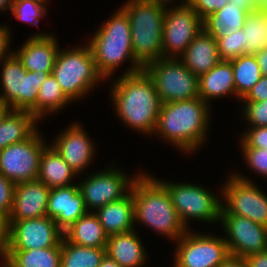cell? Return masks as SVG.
<instances>
[{"label": "cell", "mask_w": 267, "mask_h": 267, "mask_svg": "<svg viewBox=\"0 0 267 267\" xmlns=\"http://www.w3.org/2000/svg\"><path fill=\"white\" fill-rule=\"evenodd\" d=\"M112 86L111 99L119 121L136 132L154 134L162 103L147 73L122 74Z\"/></svg>", "instance_id": "1"}, {"label": "cell", "mask_w": 267, "mask_h": 267, "mask_svg": "<svg viewBox=\"0 0 267 267\" xmlns=\"http://www.w3.org/2000/svg\"><path fill=\"white\" fill-rule=\"evenodd\" d=\"M209 105L199 97L161 104L153 135H159L186 154L195 152L207 140Z\"/></svg>", "instance_id": "2"}, {"label": "cell", "mask_w": 267, "mask_h": 267, "mask_svg": "<svg viewBox=\"0 0 267 267\" xmlns=\"http://www.w3.org/2000/svg\"><path fill=\"white\" fill-rule=\"evenodd\" d=\"M130 192L134 200L135 223L144 224L173 242L189 230L180 220L167 189L157 178L140 172Z\"/></svg>", "instance_id": "3"}, {"label": "cell", "mask_w": 267, "mask_h": 267, "mask_svg": "<svg viewBox=\"0 0 267 267\" xmlns=\"http://www.w3.org/2000/svg\"><path fill=\"white\" fill-rule=\"evenodd\" d=\"M109 18L88 40L97 71L104 80H109L117 68L128 60L131 63L130 68L125 71L124 75L143 70V66L133 55L128 16L121 8H118Z\"/></svg>", "instance_id": "4"}, {"label": "cell", "mask_w": 267, "mask_h": 267, "mask_svg": "<svg viewBox=\"0 0 267 267\" xmlns=\"http://www.w3.org/2000/svg\"><path fill=\"white\" fill-rule=\"evenodd\" d=\"M120 8L130 21L135 59L144 67L163 58V25L167 3L159 0H128Z\"/></svg>", "instance_id": "5"}, {"label": "cell", "mask_w": 267, "mask_h": 267, "mask_svg": "<svg viewBox=\"0 0 267 267\" xmlns=\"http://www.w3.org/2000/svg\"><path fill=\"white\" fill-rule=\"evenodd\" d=\"M52 75L71 102L75 99H82L92 89H95L98 83L104 81V78L97 71L94 56L88 43L75 46V48L59 49Z\"/></svg>", "instance_id": "6"}, {"label": "cell", "mask_w": 267, "mask_h": 267, "mask_svg": "<svg viewBox=\"0 0 267 267\" xmlns=\"http://www.w3.org/2000/svg\"><path fill=\"white\" fill-rule=\"evenodd\" d=\"M143 70L153 81L162 104L199 97V76L180 58H160L146 64Z\"/></svg>", "instance_id": "7"}, {"label": "cell", "mask_w": 267, "mask_h": 267, "mask_svg": "<svg viewBox=\"0 0 267 267\" xmlns=\"http://www.w3.org/2000/svg\"><path fill=\"white\" fill-rule=\"evenodd\" d=\"M157 180L167 189L172 204L187 229H190V219L219 223L222 200L218 195L196 184Z\"/></svg>", "instance_id": "8"}, {"label": "cell", "mask_w": 267, "mask_h": 267, "mask_svg": "<svg viewBox=\"0 0 267 267\" xmlns=\"http://www.w3.org/2000/svg\"><path fill=\"white\" fill-rule=\"evenodd\" d=\"M251 179L232 173L221 187L220 213L236 214L267 227V195Z\"/></svg>", "instance_id": "9"}, {"label": "cell", "mask_w": 267, "mask_h": 267, "mask_svg": "<svg viewBox=\"0 0 267 267\" xmlns=\"http://www.w3.org/2000/svg\"><path fill=\"white\" fill-rule=\"evenodd\" d=\"M165 9L163 25V58H179L203 30V20L187 3Z\"/></svg>", "instance_id": "10"}, {"label": "cell", "mask_w": 267, "mask_h": 267, "mask_svg": "<svg viewBox=\"0 0 267 267\" xmlns=\"http://www.w3.org/2000/svg\"><path fill=\"white\" fill-rule=\"evenodd\" d=\"M47 145L38 129L25 141L0 150V174L14 184L37 180L40 157Z\"/></svg>", "instance_id": "11"}, {"label": "cell", "mask_w": 267, "mask_h": 267, "mask_svg": "<svg viewBox=\"0 0 267 267\" xmlns=\"http://www.w3.org/2000/svg\"><path fill=\"white\" fill-rule=\"evenodd\" d=\"M175 243L173 267H218L229 256L224 237L190 232Z\"/></svg>", "instance_id": "12"}, {"label": "cell", "mask_w": 267, "mask_h": 267, "mask_svg": "<svg viewBox=\"0 0 267 267\" xmlns=\"http://www.w3.org/2000/svg\"><path fill=\"white\" fill-rule=\"evenodd\" d=\"M139 175L127 177L123 171L114 166L89 174L86 179L77 183L87 211L94 210L95 212L102 206L127 196Z\"/></svg>", "instance_id": "13"}, {"label": "cell", "mask_w": 267, "mask_h": 267, "mask_svg": "<svg viewBox=\"0 0 267 267\" xmlns=\"http://www.w3.org/2000/svg\"><path fill=\"white\" fill-rule=\"evenodd\" d=\"M229 254L246 257L267 250V227L236 214L220 213Z\"/></svg>", "instance_id": "14"}, {"label": "cell", "mask_w": 267, "mask_h": 267, "mask_svg": "<svg viewBox=\"0 0 267 267\" xmlns=\"http://www.w3.org/2000/svg\"><path fill=\"white\" fill-rule=\"evenodd\" d=\"M9 241L6 250H31L57 246L63 231L54 219L48 216L27 219L8 220Z\"/></svg>", "instance_id": "15"}, {"label": "cell", "mask_w": 267, "mask_h": 267, "mask_svg": "<svg viewBox=\"0 0 267 267\" xmlns=\"http://www.w3.org/2000/svg\"><path fill=\"white\" fill-rule=\"evenodd\" d=\"M51 145L78 176L92 164L96 153L93 141L79 122L72 123L61 131Z\"/></svg>", "instance_id": "16"}, {"label": "cell", "mask_w": 267, "mask_h": 267, "mask_svg": "<svg viewBox=\"0 0 267 267\" xmlns=\"http://www.w3.org/2000/svg\"><path fill=\"white\" fill-rule=\"evenodd\" d=\"M50 188L40 180L15 184L8 220H27L47 216Z\"/></svg>", "instance_id": "17"}, {"label": "cell", "mask_w": 267, "mask_h": 267, "mask_svg": "<svg viewBox=\"0 0 267 267\" xmlns=\"http://www.w3.org/2000/svg\"><path fill=\"white\" fill-rule=\"evenodd\" d=\"M87 211L78 184L50 189L47 216L64 232Z\"/></svg>", "instance_id": "18"}, {"label": "cell", "mask_w": 267, "mask_h": 267, "mask_svg": "<svg viewBox=\"0 0 267 267\" xmlns=\"http://www.w3.org/2000/svg\"><path fill=\"white\" fill-rule=\"evenodd\" d=\"M57 38L50 33H36L13 51L27 71L52 72L59 51Z\"/></svg>", "instance_id": "19"}, {"label": "cell", "mask_w": 267, "mask_h": 267, "mask_svg": "<svg viewBox=\"0 0 267 267\" xmlns=\"http://www.w3.org/2000/svg\"><path fill=\"white\" fill-rule=\"evenodd\" d=\"M0 64L2 65L0 102L12 110L23 111V77L26 76L27 70L14 52L1 60Z\"/></svg>", "instance_id": "20"}, {"label": "cell", "mask_w": 267, "mask_h": 267, "mask_svg": "<svg viewBox=\"0 0 267 267\" xmlns=\"http://www.w3.org/2000/svg\"><path fill=\"white\" fill-rule=\"evenodd\" d=\"M180 57L182 63L197 76L210 71L221 61L216 40L204 29L193 39Z\"/></svg>", "instance_id": "21"}, {"label": "cell", "mask_w": 267, "mask_h": 267, "mask_svg": "<svg viewBox=\"0 0 267 267\" xmlns=\"http://www.w3.org/2000/svg\"><path fill=\"white\" fill-rule=\"evenodd\" d=\"M94 213L108 237L135 229L134 200L131 192L119 201L102 206Z\"/></svg>", "instance_id": "22"}, {"label": "cell", "mask_w": 267, "mask_h": 267, "mask_svg": "<svg viewBox=\"0 0 267 267\" xmlns=\"http://www.w3.org/2000/svg\"><path fill=\"white\" fill-rule=\"evenodd\" d=\"M136 230L108 237L106 254L121 267L145 266L147 253Z\"/></svg>", "instance_id": "23"}, {"label": "cell", "mask_w": 267, "mask_h": 267, "mask_svg": "<svg viewBox=\"0 0 267 267\" xmlns=\"http://www.w3.org/2000/svg\"><path fill=\"white\" fill-rule=\"evenodd\" d=\"M226 95L236 97L231 61L221 60L210 71L199 76V98L209 101Z\"/></svg>", "instance_id": "24"}, {"label": "cell", "mask_w": 267, "mask_h": 267, "mask_svg": "<svg viewBox=\"0 0 267 267\" xmlns=\"http://www.w3.org/2000/svg\"><path fill=\"white\" fill-rule=\"evenodd\" d=\"M76 175L51 144L44 148L40 157L38 180L50 189H55L73 185L72 180Z\"/></svg>", "instance_id": "25"}, {"label": "cell", "mask_w": 267, "mask_h": 267, "mask_svg": "<svg viewBox=\"0 0 267 267\" xmlns=\"http://www.w3.org/2000/svg\"><path fill=\"white\" fill-rule=\"evenodd\" d=\"M63 236L70 243L92 248H106L108 241V236L93 211L86 212L63 232Z\"/></svg>", "instance_id": "26"}, {"label": "cell", "mask_w": 267, "mask_h": 267, "mask_svg": "<svg viewBox=\"0 0 267 267\" xmlns=\"http://www.w3.org/2000/svg\"><path fill=\"white\" fill-rule=\"evenodd\" d=\"M62 240L55 247L31 250H5L1 264L5 267H60Z\"/></svg>", "instance_id": "27"}, {"label": "cell", "mask_w": 267, "mask_h": 267, "mask_svg": "<svg viewBox=\"0 0 267 267\" xmlns=\"http://www.w3.org/2000/svg\"><path fill=\"white\" fill-rule=\"evenodd\" d=\"M38 121L30 111L11 110L0 124V150L31 137Z\"/></svg>", "instance_id": "28"}, {"label": "cell", "mask_w": 267, "mask_h": 267, "mask_svg": "<svg viewBox=\"0 0 267 267\" xmlns=\"http://www.w3.org/2000/svg\"><path fill=\"white\" fill-rule=\"evenodd\" d=\"M248 12L229 2L203 20V29L215 40L244 27Z\"/></svg>", "instance_id": "29"}, {"label": "cell", "mask_w": 267, "mask_h": 267, "mask_svg": "<svg viewBox=\"0 0 267 267\" xmlns=\"http://www.w3.org/2000/svg\"><path fill=\"white\" fill-rule=\"evenodd\" d=\"M230 61L233 68L236 98L240 101L263 75L254 54L241 55Z\"/></svg>", "instance_id": "30"}, {"label": "cell", "mask_w": 267, "mask_h": 267, "mask_svg": "<svg viewBox=\"0 0 267 267\" xmlns=\"http://www.w3.org/2000/svg\"><path fill=\"white\" fill-rule=\"evenodd\" d=\"M246 54H254L267 48V8L249 12L243 27Z\"/></svg>", "instance_id": "31"}, {"label": "cell", "mask_w": 267, "mask_h": 267, "mask_svg": "<svg viewBox=\"0 0 267 267\" xmlns=\"http://www.w3.org/2000/svg\"><path fill=\"white\" fill-rule=\"evenodd\" d=\"M105 254V248L75 245L63 236L60 267H99Z\"/></svg>", "instance_id": "32"}, {"label": "cell", "mask_w": 267, "mask_h": 267, "mask_svg": "<svg viewBox=\"0 0 267 267\" xmlns=\"http://www.w3.org/2000/svg\"><path fill=\"white\" fill-rule=\"evenodd\" d=\"M71 101L62 92L55 77L50 74L41 84L37 96V119L41 121L44 116L59 112Z\"/></svg>", "instance_id": "33"}, {"label": "cell", "mask_w": 267, "mask_h": 267, "mask_svg": "<svg viewBox=\"0 0 267 267\" xmlns=\"http://www.w3.org/2000/svg\"><path fill=\"white\" fill-rule=\"evenodd\" d=\"M52 72L27 71L23 77V111H30L37 118V96L41 84Z\"/></svg>", "instance_id": "34"}, {"label": "cell", "mask_w": 267, "mask_h": 267, "mask_svg": "<svg viewBox=\"0 0 267 267\" xmlns=\"http://www.w3.org/2000/svg\"><path fill=\"white\" fill-rule=\"evenodd\" d=\"M47 2L37 0H21L12 2L10 13L15 19L27 23L31 26H37L39 19L47 14Z\"/></svg>", "instance_id": "35"}, {"label": "cell", "mask_w": 267, "mask_h": 267, "mask_svg": "<svg viewBox=\"0 0 267 267\" xmlns=\"http://www.w3.org/2000/svg\"><path fill=\"white\" fill-rule=\"evenodd\" d=\"M216 42L220 60L230 61L241 55H246L243 44V28L228 36L218 38Z\"/></svg>", "instance_id": "36"}, {"label": "cell", "mask_w": 267, "mask_h": 267, "mask_svg": "<svg viewBox=\"0 0 267 267\" xmlns=\"http://www.w3.org/2000/svg\"><path fill=\"white\" fill-rule=\"evenodd\" d=\"M249 170L267 178V148L240 147Z\"/></svg>", "instance_id": "37"}, {"label": "cell", "mask_w": 267, "mask_h": 267, "mask_svg": "<svg viewBox=\"0 0 267 267\" xmlns=\"http://www.w3.org/2000/svg\"><path fill=\"white\" fill-rule=\"evenodd\" d=\"M244 115L251 127L267 126V100L263 102H244Z\"/></svg>", "instance_id": "38"}, {"label": "cell", "mask_w": 267, "mask_h": 267, "mask_svg": "<svg viewBox=\"0 0 267 267\" xmlns=\"http://www.w3.org/2000/svg\"><path fill=\"white\" fill-rule=\"evenodd\" d=\"M243 134L239 143L240 147L267 148V126L250 127Z\"/></svg>", "instance_id": "39"}, {"label": "cell", "mask_w": 267, "mask_h": 267, "mask_svg": "<svg viewBox=\"0 0 267 267\" xmlns=\"http://www.w3.org/2000/svg\"><path fill=\"white\" fill-rule=\"evenodd\" d=\"M15 184L0 174V213L7 218L12 208Z\"/></svg>", "instance_id": "40"}, {"label": "cell", "mask_w": 267, "mask_h": 267, "mask_svg": "<svg viewBox=\"0 0 267 267\" xmlns=\"http://www.w3.org/2000/svg\"><path fill=\"white\" fill-rule=\"evenodd\" d=\"M227 3H229V0H192L189 4L204 20L210 14L222 9Z\"/></svg>", "instance_id": "41"}, {"label": "cell", "mask_w": 267, "mask_h": 267, "mask_svg": "<svg viewBox=\"0 0 267 267\" xmlns=\"http://www.w3.org/2000/svg\"><path fill=\"white\" fill-rule=\"evenodd\" d=\"M267 100V76L262 78L252 87L241 102H263Z\"/></svg>", "instance_id": "42"}, {"label": "cell", "mask_w": 267, "mask_h": 267, "mask_svg": "<svg viewBox=\"0 0 267 267\" xmlns=\"http://www.w3.org/2000/svg\"><path fill=\"white\" fill-rule=\"evenodd\" d=\"M11 30L5 24L0 25V61L8 57L12 51L9 49L11 44Z\"/></svg>", "instance_id": "43"}, {"label": "cell", "mask_w": 267, "mask_h": 267, "mask_svg": "<svg viewBox=\"0 0 267 267\" xmlns=\"http://www.w3.org/2000/svg\"><path fill=\"white\" fill-rule=\"evenodd\" d=\"M9 241V222L8 218L0 213V257L5 252Z\"/></svg>", "instance_id": "44"}, {"label": "cell", "mask_w": 267, "mask_h": 267, "mask_svg": "<svg viewBox=\"0 0 267 267\" xmlns=\"http://www.w3.org/2000/svg\"><path fill=\"white\" fill-rule=\"evenodd\" d=\"M244 258L248 267H267V250L247 255Z\"/></svg>", "instance_id": "45"}, {"label": "cell", "mask_w": 267, "mask_h": 267, "mask_svg": "<svg viewBox=\"0 0 267 267\" xmlns=\"http://www.w3.org/2000/svg\"><path fill=\"white\" fill-rule=\"evenodd\" d=\"M218 267H248L245 258L239 256H229Z\"/></svg>", "instance_id": "46"}, {"label": "cell", "mask_w": 267, "mask_h": 267, "mask_svg": "<svg viewBox=\"0 0 267 267\" xmlns=\"http://www.w3.org/2000/svg\"><path fill=\"white\" fill-rule=\"evenodd\" d=\"M229 2L240 6L241 9H244L248 13L261 9L256 0H229Z\"/></svg>", "instance_id": "47"}, {"label": "cell", "mask_w": 267, "mask_h": 267, "mask_svg": "<svg viewBox=\"0 0 267 267\" xmlns=\"http://www.w3.org/2000/svg\"><path fill=\"white\" fill-rule=\"evenodd\" d=\"M257 63L261 69L263 76H267V48L262 49L259 52L254 53Z\"/></svg>", "instance_id": "48"}, {"label": "cell", "mask_w": 267, "mask_h": 267, "mask_svg": "<svg viewBox=\"0 0 267 267\" xmlns=\"http://www.w3.org/2000/svg\"><path fill=\"white\" fill-rule=\"evenodd\" d=\"M99 267H121V266L118 262H116L111 257H109L107 254H105L101 260Z\"/></svg>", "instance_id": "49"}, {"label": "cell", "mask_w": 267, "mask_h": 267, "mask_svg": "<svg viewBox=\"0 0 267 267\" xmlns=\"http://www.w3.org/2000/svg\"><path fill=\"white\" fill-rule=\"evenodd\" d=\"M12 109L4 104L3 102H0V124L2 123L5 116L11 111Z\"/></svg>", "instance_id": "50"}, {"label": "cell", "mask_w": 267, "mask_h": 267, "mask_svg": "<svg viewBox=\"0 0 267 267\" xmlns=\"http://www.w3.org/2000/svg\"><path fill=\"white\" fill-rule=\"evenodd\" d=\"M12 0H0V11H11Z\"/></svg>", "instance_id": "51"}, {"label": "cell", "mask_w": 267, "mask_h": 267, "mask_svg": "<svg viewBox=\"0 0 267 267\" xmlns=\"http://www.w3.org/2000/svg\"><path fill=\"white\" fill-rule=\"evenodd\" d=\"M261 8H267V0H256Z\"/></svg>", "instance_id": "52"}, {"label": "cell", "mask_w": 267, "mask_h": 267, "mask_svg": "<svg viewBox=\"0 0 267 267\" xmlns=\"http://www.w3.org/2000/svg\"><path fill=\"white\" fill-rule=\"evenodd\" d=\"M159 1H164V2H166V3H172V1H174V0H159ZM176 1V0H175Z\"/></svg>", "instance_id": "53"}, {"label": "cell", "mask_w": 267, "mask_h": 267, "mask_svg": "<svg viewBox=\"0 0 267 267\" xmlns=\"http://www.w3.org/2000/svg\"><path fill=\"white\" fill-rule=\"evenodd\" d=\"M192 0H183L182 3H187L189 4Z\"/></svg>", "instance_id": "54"}, {"label": "cell", "mask_w": 267, "mask_h": 267, "mask_svg": "<svg viewBox=\"0 0 267 267\" xmlns=\"http://www.w3.org/2000/svg\"><path fill=\"white\" fill-rule=\"evenodd\" d=\"M18 1H21V0H12V2H18ZM37 1H49V0H37Z\"/></svg>", "instance_id": "55"}]
</instances>
